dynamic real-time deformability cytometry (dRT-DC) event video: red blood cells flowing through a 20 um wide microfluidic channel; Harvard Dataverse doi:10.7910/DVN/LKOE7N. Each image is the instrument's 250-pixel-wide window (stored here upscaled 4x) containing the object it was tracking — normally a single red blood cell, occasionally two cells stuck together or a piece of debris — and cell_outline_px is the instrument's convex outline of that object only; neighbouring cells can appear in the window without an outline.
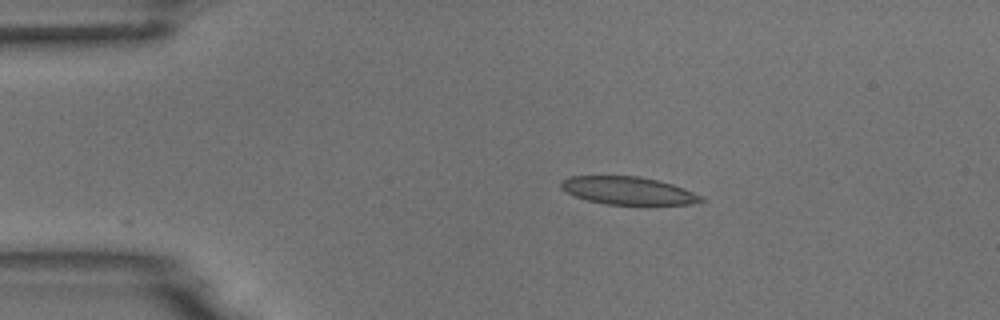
{"species": "common noctule bat (a hibernating species)", "species_latin": "Nyctalus noctula", "temperature_condition": "room temperature", "stored_images_in_passage": 3, "camera_frame_rate_fps": 3000, "um_per_image_px": 0.085, "animal": {"sex": "male", "body_mass_g": 18.8}, "frame": {"image": 1, "passage_image": 1, "time_ms": 0.0, "image_size_px": [1000, 320], "cell_outline_px": [[708, 200], [692, 204], [604, 204], [588, 200], [576, 196], [560, 188], [560, 180], [568, 176], [640, 176], [672, 184], [684, 188], [704, 196]], "centroid_in_image_um": [53.41, 16.2], "position_along_channel_um": 31.6, "area_um2": 22.72}}